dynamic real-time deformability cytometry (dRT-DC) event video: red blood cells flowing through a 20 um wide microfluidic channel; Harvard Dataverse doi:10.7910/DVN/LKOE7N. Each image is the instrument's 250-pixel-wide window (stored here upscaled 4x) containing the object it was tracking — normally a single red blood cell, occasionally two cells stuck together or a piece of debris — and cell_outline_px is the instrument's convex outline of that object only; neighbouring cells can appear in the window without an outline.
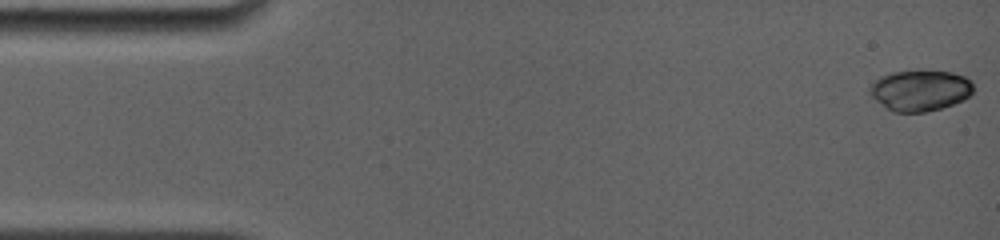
{"species": "common noctule bat (a hibernating species)", "species_latin": "Nyctalus noctula", "temperature_condition": "room temperature", "stored_images_in_passage": 4, "camera_frame_rate_fps": 4000, "um_per_image_px": 0.085, "animal": {"sex": "female", "body_mass_g": 19.0, "forearm_length_mm": 56.7}, "frame": {"image": 1, "passage_image": 1, "time_ms": 0.0, "image_size_px": [1000, 240], "cell_outline_px": [[972, 92], [964, 100], [940, 108], [924, 112], [892, 112], [876, 100], [868, 92], [868, 88], [880, 76], [892, 72], [920, 68], [952, 72], [964, 76], [972, 80]], "centroid_in_image_um": [78.2, 7.64], "position_along_channel_um": 6.8, "area_um2": 25.2}}